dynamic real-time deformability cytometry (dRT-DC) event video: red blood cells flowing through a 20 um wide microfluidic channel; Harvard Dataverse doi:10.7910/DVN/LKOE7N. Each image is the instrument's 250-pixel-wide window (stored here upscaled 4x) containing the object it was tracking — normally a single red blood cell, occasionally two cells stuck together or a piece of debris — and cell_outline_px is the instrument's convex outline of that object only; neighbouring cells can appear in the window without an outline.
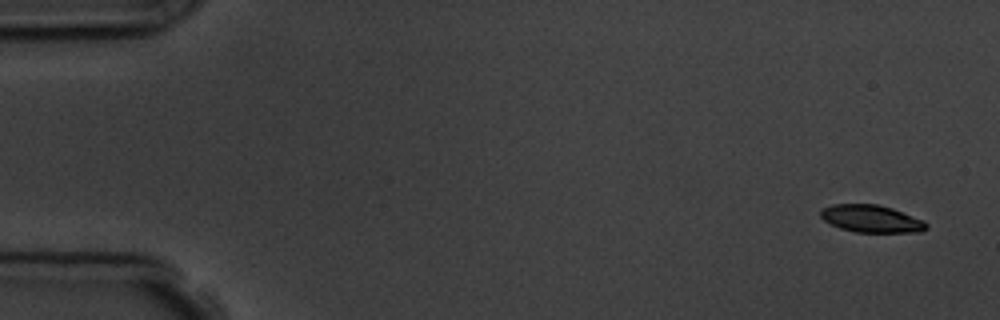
{"species": "common noctule bat (a hibernating species)", "species_latin": "Nyctalus noctula", "temperature_condition": "room temperature", "stored_images_in_passage": 5, "camera_frame_rate_fps": 3000, "um_per_image_px": 0.085, "animal": {"sex": "male", "body_mass_g": 19.5, "forearm_length_mm": 54.6}, "frame": {"image": 1, "passage_image": 1, "time_ms": 0.0, "image_size_px": [1000, 320], "cell_outline_px": [[928, 228], [920, 232], [856, 232], [840, 228], [824, 220], [820, 216], [820, 208], [832, 204], [876, 204], [892, 208], [924, 220], [928, 224]], "centroid_in_image_um": [74.06, 18.59], "position_along_channel_um": 10.9, "area_um2": 16.94}}
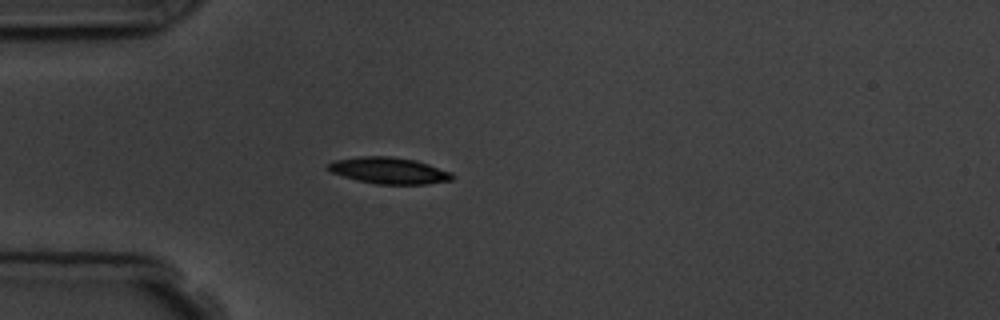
{"frame": {"image": 2, "passage_image": 5, "time_ms": 4.333, "image_size_px": [1000, 320], "cell_outline_px": [[452, 180], [428, 184], [376, 184], [344, 176], [332, 172], [328, 168], [328, 164], [332, 160], [360, 156], [392, 156], [416, 160], [452, 172]], "centroid_in_image_um": [33.08, 14.48], "position_along_channel_um": 51.9, "area_um2": 19.02}}